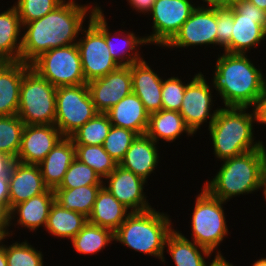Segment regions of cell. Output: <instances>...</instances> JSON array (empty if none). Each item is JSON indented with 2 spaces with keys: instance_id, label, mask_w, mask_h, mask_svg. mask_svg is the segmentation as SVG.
Wrapping results in <instances>:
<instances>
[{
  "instance_id": "816d5d0a",
  "label": "cell",
  "mask_w": 266,
  "mask_h": 266,
  "mask_svg": "<svg viewBox=\"0 0 266 266\" xmlns=\"http://www.w3.org/2000/svg\"><path fill=\"white\" fill-rule=\"evenodd\" d=\"M6 228L7 226H0V243L7 236Z\"/></svg>"
},
{
  "instance_id": "d4e9b609",
  "label": "cell",
  "mask_w": 266,
  "mask_h": 266,
  "mask_svg": "<svg viewBox=\"0 0 266 266\" xmlns=\"http://www.w3.org/2000/svg\"><path fill=\"white\" fill-rule=\"evenodd\" d=\"M106 114L113 126L134 131L137 135L146 134L149 124V113L142 101L133 92L122 98Z\"/></svg>"
},
{
  "instance_id": "ffe728a7",
  "label": "cell",
  "mask_w": 266,
  "mask_h": 266,
  "mask_svg": "<svg viewBox=\"0 0 266 266\" xmlns=\"http://www.w3.org/2000/svg\"><path fill=\"white\" fill-rule=\"evenodd\" d=\"M8 179L10 210L14 205L44 193L48 189L38 164H25L13 160L8 171Z\"/></svg>"
},
{
  "instance_id": "e0dca14e",
  "label": "cell",
  "mask_w": 266,
  "mask_h": 266,
  "mask_svg": "<svg viewBox=\"0 0 266 266\" xmlns=\"http://www.w3.org/2000/svg\"><path fill=\"white\" fill-rule=\"evenodd\" d=\"M88 18L104 34L109 53L120 66H130L144 59L139 50L140 46L148 45L144 36L136 35L135 32L127 31L126 33V30L121 32L120 29L113 31V34L103 12L95 11ZM116 34L122 36L118 38L119 41L115 39Z\"/></svg>"
},
{
  "instance_id": "836d02e7",
  "label": "cell",
  "mask_w": 266,
  "mask_h": 266,
  "mask_svg": "<svg viewBox=\"0 0 266 266\" xmlns=\"http://www.w3.org/2000/svg\"><path fill=\"white\" fill-rule=\"evenodd\" d=\"M112 124L106 113H97L75 131L70 138L74 145H103Z\"/></svg>"
},
{
  "instance_id": "1f68e13d",
  "label": "cell",
  "mask_w": 266,
  "mask_h": 266,
  "mask_svg": "<svg viewBox=\"0 0 266 266\" xmlns=\"http://www.w3.org/2000/svg\"><path fill=\"white\" fill-rule=\"evenodd\" d=\"M70 241L74 250L80 255H95L112 244L114 232L111 229L87 222Z\"/></svg>"
},
{
  "instance_id": "5b68a950",
  "label": "cell",
  "mask_w": 266,
  "mask_h": 266,
  "mask_svg": "<svg viewBox=\"0 0 266 266\" xmlns=\"http://www.w3.org/2000/svg\"><path fill=\"white\" fill-rule=\"evenodd\" d=\"M170 215L152 208L131 212L114 232V241L128 248L153 256L165 264V243L174 230Z\"/></svg>"
},
{
  "instance_id": "44dd1931",
  "label": "cell",
  "mask_w": 266,
  "mask_h": 266,
  "mask_svg": "<svg viewBox=\"0 0 266 266\" xmlns=\"http://www.w3.org/2000/svg\"><path fill=\"white\" fill-rule=\"evenodd\" d=\"M151 67L145 59L130 65L132 92L139 97L149 114L162 109L163 79Z\"/></svg>"
},
{
  "instance_id": "7dc6e473",
  "label": "cell",
  "mask_w": 266,
  "mask_h": 266,
  "mask_svg": "<svg viewBox=\"0 0 266 266\" xmlns=\"http://www.w3.org/2000/svg\"><path fill=\"white\" fill-rule=\"evenodd\" d=\"M206 266H234L232 263H229L222 254H216L212 262ZM236 266V265H235Z\"/></svg>"
},
{
  "instance_id": "b9f144b4",
  "label": "cell",
  "mask_w": 266,
  "mask_h": 266,
  "mask_svg": "<svg viewBox=\"0 0 266 266\" xmlns=\"http://www.w3.org/2000/svg\"><path fill=\"white\" fill-rule=\"evenodd\" d=\"M0 211L6 217L10 212L8 174L0 176Z\"/></svg>"
},
{
  "instance_id": "e575fe53",
  "label": "cell",
  "mask_w": 266,
  "mask_h": 266,
  "mask_svg": "<svg viewBox=\"0 0 266 266\" xmlns=\"http://www.w3.org/2000/svg\"><path fill=\"white\" fill-rule=\"evenodd\" d=\"M24 127L18 115L0 116V153L17 158Z\"/></svg>"
},
{
  "instance_id": "6da1fadb",
  "label": "cell",
  "mask_w": 266,
  "mask_h": 266,
  "mask_svg": "<svg viewBox=\"0 0 266 266\" xmlns=\"http://www.w3.org/2000/svg\"><path fill=\"white\" fill-rule=\"evenodd\" d=\"M93 4L64 0L40 19L23 24L20 61L31 64L50 49L77 44L86 17L95 11L104 12L99 4Z\"/></svg>"
},
{
  "instance_id": "f1b7e54d",
  "label": "cell",
  "mask_w": 266,
  "mask_h": 266,
  "mask_svg": "<svg viewBox=\"0 0 266 266\" xmlns=\"http://www.w3.org/2000/svg\"><path fill=\"white\" fill-rule=\"evenodd\" d=\"M194 136L187 127L179 111L164 110L149 114V124L146 134L156 143L159 141L173 143L181 134Z\"/></svg>"
},
{
  "instance_id": "681fc988",
  "label": "cell",
  "mask_w": 266,
  "mask_h": 266,
  "mask_svg": "<svg viewBox=\"0 0 266 266\" xmlns=\"http://www.w3.org/2000/svg\"><path fill=\"white\" fill-rule=\"evenodd\" d=\"M250 3H253L259 9L264 10L266 12V0H247Z\"/></svg>"
},
{
  "instance_id": "c3c4849f",
  "label": "cell",
  "mask_w": 266,
  "mask_h": 266,
  "mask_svg": "<svg viewBox=\"0 0 266 266\" xmlns=\"http://www.w3.org/2000/svg\"><path fill=\"white\" fill-rule=\"evenodd\" d=\"M8 237L9 236L7 235L0 243V266H8L7 257L5 254V244H3L5 242V239H7Z\"/></svg>"
},
{
  "instance_id": "3957f363",
  "label": "cell",
  "mask_w": 266,
  "mask_h": 266,
  "mask_svg": "<svg viewBox=\"0 0 266 266\" xmlns=\"http://www.w3.org/2000/svg\"><path fill=\"white\" fill-rule=\"evenodd\" d=\"M202 187L224 202L259 190H263V197L266 198V149L222 160L216 175L206 180Z\"/></svg>"
},
{
  "instance_id": "8992f818",
  "label": "cell",
  "mask_w": 266,
  "mask_h": 266,
  "mask_svg": "<svg viewBox=\"0 0 266 266\" xmlns=\"http://www.w3.org/2000/svg\"><path fill=\"white\" fill-rule=\"evenodd\" d=\"M56 89L31 67L23 74L17 115L25 125L55 124Z\"/></svg>"
},
{
  "instance_id": "603a6c76",
  "label": "cell",
  "mask_w": 266,
  "mask_h": 266,
  "mask_svg": "<svg viewBox=\"0 0 266 266\" xmlns=\"http://www.w3.org/2000/svg\"><path fill=\"white\" fill-rule=\"evenodd\" d=\"M30 64L0 62V116L17 115L23 74Z\"/></svg>"
},
{
  "instance_id": "d6a6232c",
  "label": "cell",
  "mask_w": 266,
  "mask_h": 266,
  "mask_svg": "<svg viewBox=\"0 0 266 266\" xmlns=\"http://www.w3.org/2000/svg\"><path fill=\"white\" fill-rule=\"evenodd\" d=\"M75 157L104 179L118 166L103 145H74Z\"/></svg>"
},
{
  "instance_id": "ac0fdd59",
  "label": "cell",
  "mask_w": 266,
  "mask_h": 266,
  "mask_svg": "<svg viewBox=\"0 0 266 266\" xmlns=\"http://www.w3.org/2000/svg\"><path fill=\"white\" fill-rule=\"evenodd\" d=\"M62 138L55 124L25 125L15 160L25 164H39Z\"/></svg>"
},
{
  "instance_id": "4fadbf2b",
  "label": "cell",
  "mask_w": 266,
  "mask_h": 266,
  "mask_svg": "<svg viewBox=\"0 0 266 266\" xmlns=\"http://www.w3.org/2000/svg\"><path fill=\"white\" fill-rule=\"evenodd\" d=\"M212 91V84L209 85L207 78L200 71L187 82L179 113L193 134H196L201 129V125L203 126V123L206 124L210 119L207 122L209 128L216 117L219 107L212 110L215 101Z\"/></svg>"
},
{
  "instance_id": "ee69618b",
  "label": "cell",
  "mask_w": 266,
  "mask_h": 266,
  "mask_svg": "<svg viewBox=\"0 0 266 266\" xmlns=\"http://www.w3.org/2000/svg\"><path fill=\"white\" fill-rule=\"evenodd\" d=\"M127 3L134 9L136 12L138 11L140 14L144 13L148 15L150 10L152 9V6L154 5V2L156 0H126Z\"/></svg>"
},
{
  "instance_id": "8fae6325",
  "label": "cell",
  "mask_w": 266,
  "mask_h": 266,
  "mask_svg": "<svg viewBox=\"0 0 266 266\" xmlns=\"http://www.w3.org/2000/svg\"><path fill=\"white\" fill-rule=\"evenodd\" d=\"M193 0H156L148 15H152V30L145 36L147 43L165 47L179 32L195 9Z\"/></svg>"
},
{
  "instance_id": "30bf717a",
  "label": "cell",
  "mask_w": 266,
  "mask_h": 266,
  "mask_svg": "<svg viewBox=\"0 0 266 266\" xmlns=\"http://www.w3.org/2000/svg\"><path fill=\"white\" fill-rule=\"evenodd\" d=\"M231 42L223 50L227 53L248 54L266 39V12L247 0H233ZM262 42V43H261Z\"/></svg>"
},
{
  "instance_id": "d590c367",
  "label": "cell",
  "mask_w": 266,
  "mask_h": 266,
  "mask_svg": "<svg viewBox=\"0 0 266 266\" xmlns=\"http://www.w3.org/2000/svg\"><path fill=\"white\" fill-rule=\"evenodd\" d=\"M88 185H103V179L92 168L75 158L61 184L55 189H74Z\"/></svg>"
},
{
  "instance_id": "4dcf8cb0",
  "label": "cell",
  "mask_w": 266,
  "mask_h": 266,
  "mask_svg": "<svg viewBox=\"0 0 266 266\" xmlns=\"http://www.w3.org/2000/svg\"><path fill=\"white\" fill-rule=\"evenodd\" d=\"M102 186L88 185L74 189H54L55 202L88 218L93 210L98 191Z\"/></svg>"
},
{
  "instance_id": "60d3db41",
  "label": "cell",
  "mask_w": 266,
  "mask_h": 266,
  "mask_svg": "<svg viewBox=\"0 0 266 266\" xmlns=\"http://www.w3.org/2000/svg\"><path fill=\"white\" fill-rule=\"evenodd\" d=\"M233 21V8L229 4L217 8V46L225 49L231 42Z\"/></svg>"
},
{
  "instance_id": "f907efd6",
  "label": "cell",
  "mask_w": 266,
  "mask_h": 266,
  "mask_svg": "<svg viewBox=\"0 0 266 266\" xmlns=\"http://www.w3.org/2000/svg\"><path fill=\"white\" fill-rule=\"evenodd\" d=\"M252 266H266V257L259 258L257 261H254Z\"/></svg>"
},
{
  "instance_id": "4316f807",
  "label": "cell",
  "mask_w": 266,
  "mask_h": 266,
  "mask_svg": "<svg viewBox=\"0 0 266 266\" xmlns=\"http://www.w3.org/2000/svg\"><path fill=\"white\" fill-rule=\"evenodd\" d=\"M130 213V210L120 203L105 186H102L98 191L88 222L115 232Z\"/></svg>"
},
{
  "instance_id": "ba28073f",
  "label": "cell",
  "mask_w": 266,
  "mask_h": 266,
  "mask_svg": "<svg viewBox=\"0 0 266 266\" xmlns=\"http://www.w3.org/2000/svg\"><path fill=\"white\" fill-rule=\"evenodd\" d=\"M30 65L56 88L87 84L77 44L50 49Z\"/></svg>"
},
{
  "instance_id": "52a82bcc",
  "label": "cell",
  "mask_w": 266,
  "mask_h": 266,
  "mask_svg": "<svg viewBox=\"0 0 266 266\" xmlns=\"http://www.w3.org/2000/svg\"><path fill=\"white\" fill-rule=\"evenodd\" d=\"M195 197L194 211L190 218L192 241L212 253L215 251L216 254H222L217 250L218 246L229 234L223 209L226 202L213 197L203 187Z\"/></svg>"
},
{
  "instance_id": "9c48e42d",
  "label": "cell",
  "mask_w": 266,
  "mask_h": 266,
  "mask_svg": "<svg viewBox=\"0 0 266 266\" xmlns=\"http://www.w3.org/2000/svg\"><path fill=\"white\" fill-rule=\"evenodd\" d=\"M97 113L87 84L56 89L55 126L63 137H70Z\"/></svg>"
},
{
  "instance_id": "5bb4252c",
  "label": "cell",
  "mask_w": 266,
  "mask_h": 266,
  "mask_svg": "<svg viewBox=\"0 0 266 266\" xmlns=\"http://www.w3.org/2000/svg\"><path fill=\"white\" fill-rule=\"evenodd\" d=\"M217 8H195L179 32L164 48L217 45Z\"/></svg>"
},
{
  "instance_id": "9a60e30c",
  "label": "cell",
  "mask_w": 266,
  "mask_h": 266,
  "mask_svg": "<svg viewBox=\"0 0 266 266\" xmlns=\"http://www.w3.org/2000/svg\"><path fill=\"white\" fill-rule=\"evenodd\" d=\"M104 180L103 186L128 210L130 209V212H142L153 208L143 190L146 189L144 185L148 181L132 171L118 165Z\"/></svg>"
},
{
  "instance_id": "7bdbcfd3",
  "label": "cell",
  "mask_w": 266,
  "mask_h": 266,
  "mask_svg": "<svg viewBox=\"0 0 266 266\" xmlns=\"http://www.w3.org/2000/svg\"><path fill=\"white\" fill-rule=\"evenodd\" d=\"M256 117V124L266 125V85L263 93L257 99L255 106L253 107Z\"/></svg>"
},
{
  "instance_id": "2e32d148",
  "label": "cell",
  "mask_w": 266,
  "mask_h": 266,
  "mask_svg": "<svg viewBox=\"0 0 266 266\" xmlns=\"http://www.w3.org/2000/svg\"><path fill=\"white\" fill-rule=\"evenodd\" d=\"M95 109L106 113L122 98L132 93L130 66H120L104 77L87 83Z\"/></svg>"
},
{
  "instance_id": "8d00e7d4",
  "label": "cell",
  "mask_w": 266,
  "mask_h": 266,
  "mask_svg": "<svg viewBox=\"0 0 266 266\" xmlns=\"http://www.w3.org/2000/svg\"><path fill=\"white\" fill-rule=\"evenodd\" d=\"M8 266H44L42 251H38L27 240L5 245Z\"/></svg>"
},
{
  "instance_id": "bcb514c9",
  "label": "cell",
  "mask_w": 266,
  "mask_h": 266,
  "mask_svg": "<svg viewBox=\"0 0 266 266\" xmlns=\"http://www.w3.org/2000/svg\"><path fill=\"white\" fill-rule=\"evenodd\" d=\"M12 162L13 160L9 156L0 153V176L8 174Z\"/></svg>"
},
{
  "instance_id": "7402d4cb",
  "label": "cell",
  "mask_w": 266,
  "mask_h": 266,
  "mask_svg": "<svg viewBox=\"0 0 266 266\" xmlns=\"http://www.w3.org/2000/svg\"><path fill=\"white\" fill-rule=\"evenodd\" d=\"M158 149L157 143L147 134L138 135L131 143L119 166L147 181L157 169L160 160Z\"/></svg>"
},
{
  "instance_id": "7c38bea8",
  "label": "cell",
  "mask_w": 266,
  "mask_h": 266,
  "mask_svg": "<svg viewBox=\"0 0 266 266\" xmlns=\"http://www.w3.org/2000/svg\"><path fill=\"white\" fill-rule=\"evenodd\" d=\"M80 33L84 36L78 38L77 47L87 83L120 67L109 53L104 34L90 20Z\"/></svg>"
},
{
  "instance_id": "f6af8a7d",
  "label": "cell",
  "mask_w": 266,
  "mask_h": 266,
  "mask_svg": "<svg viewBox=\"0 0 266 266\" xmlns=\"http://www.w3.org/2000/svg\"><path fill=\"white\" fill-rule=\"evenodd\" d=\"M203 1L202 3L204 4H198L196 5L195 8H219V7H224L230 4L228 0H200Z\"/></svg>"
},
{
  "instance_id": "7a4b0ae2",
  "label": "cell",
  "mask_w": 266,
  "mask_h": 266,
  "mask_svg": "<svg viewBox=\"0 0 266 266\" xmlns=\"http://www.w3.org/2000/svg\"><path fill=\"white\" fill-rule=\"evenodd\" d=\"M247 54H218L212 84L225 107L253 108L266 85V76Z\"/></svg>"
},
{
  "instance_id": "f35d334b",
  "label": "cell",
  "mask_w": 266,
  "mask_h": 266,
  "mask_svg": "<svg viewBox=\"0 0 266 266\" xmlns=\"http://www.w3.org/2000/svg\"><path fill=\"white\" fill-rule=\"evenodd\" d=\"M64 0H16L13 6L18 12L22 25L45 16Z\"/></svg>"
},
{
  "instance_id": "83f0119b",
  "label": "cell",
  "mask_w": 266,
  "mask_h": 266,
  "mask_svg": "<svg viewBox=\"0 0 266 266\" xmlns=\"http://www.w3.org/2000/svg\"><path fill=\"white\" fill-rule=\"evenodd\" d=\"M165 249L175 266H206L209 262L205 258L208 259L213 254L210 250L186 238L177 229L168 235Z\"/></svg>"
},
{
  "instance_id": "ab89813d",
  "label": "cell",
  "mask_w": 266,
  "mask_h": 266,
  "mask_svg": "<svg viewBox=\"0 0 266 266\" xmlns=\"http://www.w3.org/2000/svg\"><path fill=\"white\" fill-rule=\"evenodd\" d=\"M182 82L177 76L163 79L162 82V109L179 111L182 106L183 97L187 83Z\"/></svg>"
},
{
  "instance_id": "74e56055",
  "label": "cell",
  "mask_w": 266,
  "mask_h": 266,
  "mask_svg": "<svg viewBox=\"0 0 266 266\" xmlns=\"http://www.w3.org/2000/svg\"><path fill=\"white\" fill-rule=\"evenodd\" d=\"M137 136L132 130L112 125L104 140L103 148L119 165Z\"/></svg>"
},
{
  "instance_id": "484cf974",
  "label": "cell",
  "mask_w": 266,
  "mask_h": 266,
  "mask_svg": "<svg viewBox=\"0 0 266 266\" xmlns=\"http://www.w3.org/2000/svg\"><path fill=\"white\" fill-rule=\"evenodd\" d=\"M22 22L14 6L0 13V62H19Z\"/></svg>"
},
{
  "instance_id": "d6986e66",
  "label": "cell",
  "mask_w": 266,
  "mask_h": 266,
  "mask_svg": "<svg viewBox=\"0 0 266 266\" xmlns=\"http://www.w3.org/2000/svg\"><path fill=\"white\" fill-rule=\"evenodd\" d=\"M55 201L53 189H47L44 193L33 196L32 198L14 205L7 216L6 233L12 237L14 231H10L9 227L13 221L12 226H21L27 228L30 232H36L39 227H45L49 216L51 205ZM17 217V218H16ZM17 219V220H16Z\"/></svg>"
},
{
  "instance_id": "277c9868",
  "label": "cell",
  "mask_w": 266,
  "mask_h": 266,
  "mask_svg": "<svg viewBox=\"0 0 266 266\" xmlns=\"http://www.w3.org/2000/svg\"><path fill=\"white\" fill-rule=\"evenodd\" d=\"M256 124L254 109L248 107H220L214 121L207 129L217 160L237 157L244 153L266 149L264 142L256 140L253 126Z\"/></svg>"
},
{
  "instance_id": "f5cc1de1",
  "label": "cell",
  "mask_w": 266,
  "mask_h": 266,
  "mask_svg": "<svg viewBox=\"0 0 266 266\" xmlns=\"http://www.w3.org/2000/svg\"><path fill=\"white\" fill-rule=\"evenodd\" d=\"M7 217L0 211V226H7Z\"/></svg>"
},
{
  "instance_id": "f546056e",
  "label": "cell",
  "mask_w": 266,
  "mask_h": 266,
  "mask_svg": "<svg viewBox=\"0 0 266 266\" xmlns=\"http://www.w3.org/2000/svg\"><path fill=\"white\" fill-rule=\"evenodd\" d=\"M87 222L88 218L83 214L68 210L54 201L45 229L54 237L72 240Z\"/></svg>"
},
{
  "instance_id": "cb8c5ba5",
  "label": "cell",
  "mask_w": 266,
  "mask_h": 266,
  "mask_svg": "<svg viewBox=\"0 0 266 266\" xmlns=\"http://www.w3.org/2000/svg\"><path fill=\"white\" fill-rule=\"evenodd\" d=\"M75 146L70 137L59 140L47 156L38 164L45 185L57 188L75 159Z\"/></svg>"
}]
</instances>
